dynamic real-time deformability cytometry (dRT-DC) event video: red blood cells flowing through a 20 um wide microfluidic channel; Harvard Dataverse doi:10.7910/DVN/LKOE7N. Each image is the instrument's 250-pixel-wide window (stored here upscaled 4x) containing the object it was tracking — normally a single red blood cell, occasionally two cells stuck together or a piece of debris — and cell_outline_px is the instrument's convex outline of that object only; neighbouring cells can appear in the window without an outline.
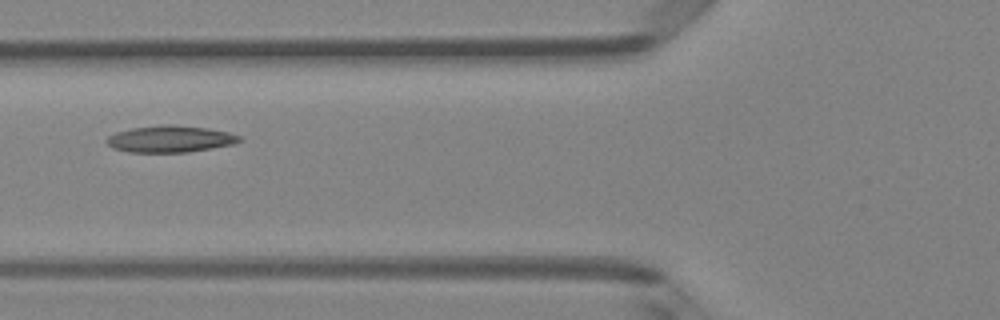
{"species": "Egyptian fruit bat (a non-hibernating species)", "species_latin": "Rousettus aegyptiacus", "temperature_condition": "room temperature", "stored_images_in_passage": 6, "camera_frame_rate_fps": 3000, "um_per_image_px": 0.085, "animal": {"sex": "female"}, "frame": {"image": 1, "passage_image": 6, "time_ms": 1.667, "image_size_px": [1000, 320], "cell_outline_px": [[244, 140], [232, 144], [212, 148], [188, 152], [128, 152], [112, 148], [104, 140], [108, 136], [116, 132], [132, 128], [164, 124], [172, 124], [208, 128], [228, 132], [240, 136]], "centroid_in_image_um": [14.45, 11.81], "position_along_channel_um": 111.3, "area_um2": 20.75}}